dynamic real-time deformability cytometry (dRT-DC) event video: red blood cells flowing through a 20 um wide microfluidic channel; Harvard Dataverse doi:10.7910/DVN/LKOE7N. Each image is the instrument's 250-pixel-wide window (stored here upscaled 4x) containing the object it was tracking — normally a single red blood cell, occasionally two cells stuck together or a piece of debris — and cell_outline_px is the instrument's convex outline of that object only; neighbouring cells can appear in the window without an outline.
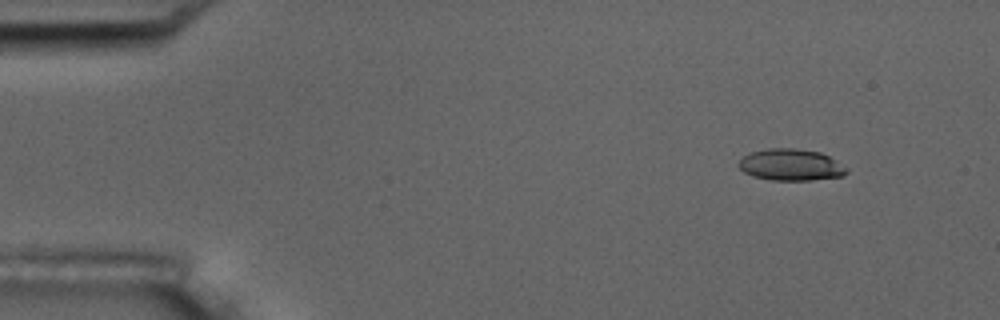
{"species": "common noctule bat (a hibernating species)", "species_latin": "Nyctalus noctula", "temperature_condition": "room temperature", "stored_images_in_passage": 4, "camera_frame_rate_fps": 3000, "um_per_image_px": 0.085, "animal": {"sex": "male", "body_mass_g": 17.5, "forearm_length_mm": 52.3}, "frame": {"image": 1, "passage_image": 1, "time_ms": 0.0, "image_size_px": [1000, 320], "cell_outline_px": [[848, 172], [844, 176], [812, 180], [772, 180], [752, 176], [744, 172], [736, 164], [744, 156], [752, 152], [768, 148], [792, 148], [820, 152], [836, 160], [848, 168]], "centroid_in_image_um": [67.24, 14.02], "position_along_channel_um": 17.8, "area_um2": 19.94}}
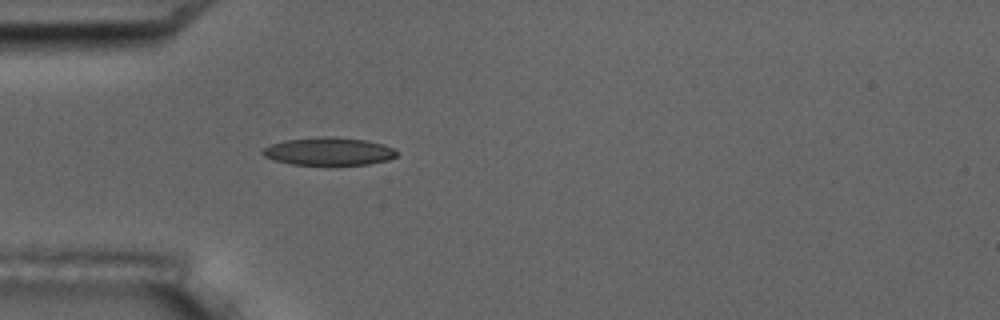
{"frame": {"image": 2, "passage_image": 4, "time_ms": 3.667, "image_size_px": [1000, 320], "cell_outline_px": [[396, 156], [388, 160], [368, 164], [292, 164], [276, 160], [264, 156], [260, 152], [264, 148], [272, 144], [284, 140], [324, 136], [336, 136], [368, 140], [384, 144], [392, 148], [396, 152]], "centroid_in_image_um": [27.96, 12.84], "position_along_channel_um": 57.0, "area_um2": 21.62}}